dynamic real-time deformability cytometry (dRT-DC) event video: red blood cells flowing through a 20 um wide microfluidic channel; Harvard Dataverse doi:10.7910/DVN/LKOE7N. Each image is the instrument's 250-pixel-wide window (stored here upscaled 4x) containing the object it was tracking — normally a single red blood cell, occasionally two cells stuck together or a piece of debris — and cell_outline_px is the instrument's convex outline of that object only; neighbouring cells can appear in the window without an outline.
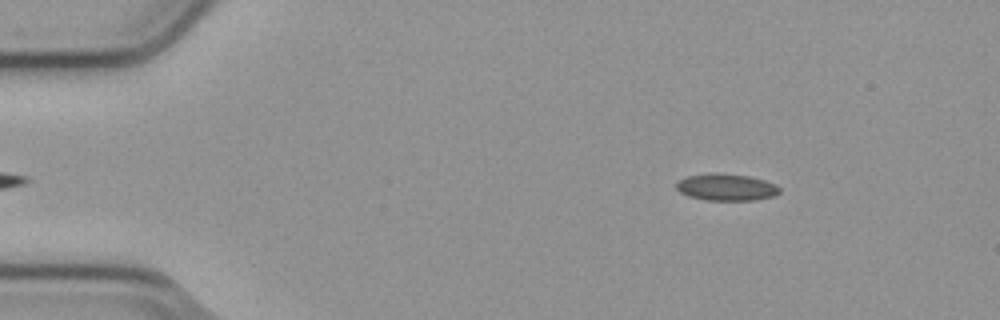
{"species": "common noctule bat (a hibernating species)", "species_latin": "Nyctalus noctula", "temperature_condition": "cold", "stored_images_in_passage": 48, "camera_frame_rate_fps": 3000, "um_per_image_px": 0.085, "animal": {"sex": "male", "body_mass_g": 23.1, "forearm_length_mm": 52.7}, "frame": {"image": 1, "passage_image": 2, "time_ms": 0.333, "image_size_px": [1000, 320], "cell_outline_px": [[780, 192], [776, 196], [752, 200], [704, 200], [688, 196], [680, 192], [676, 188], [676, 184], [680, 180], [688, 176], [708, 172], [716, 172], [748, 176], [764, 180], [776, 184], [780, 188]], "centroid_in_image_um": [61.74, 15.91], "position_along_channel_um": 23.3, "area_um2": 16.3}}
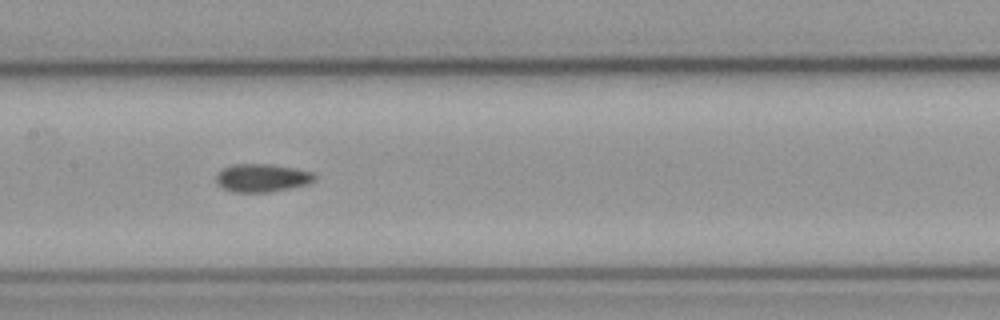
{"frame": {"image": 2, "passage_image": 21, "time_ms": 6.667, "image_size_px": [1000, 320], "cell_outline_px": [[316, 180], [304, 184], [272, 192], [232, 192], [216, 184], [216, 176], [224, 168], [232, 164], [268, 164], [292, 168], [312, 172], [316, 176]], "centroid_in_image_um": [22.24, 15.12], "position_along_channel_um": 185.2, "area_um2": 15.9}}
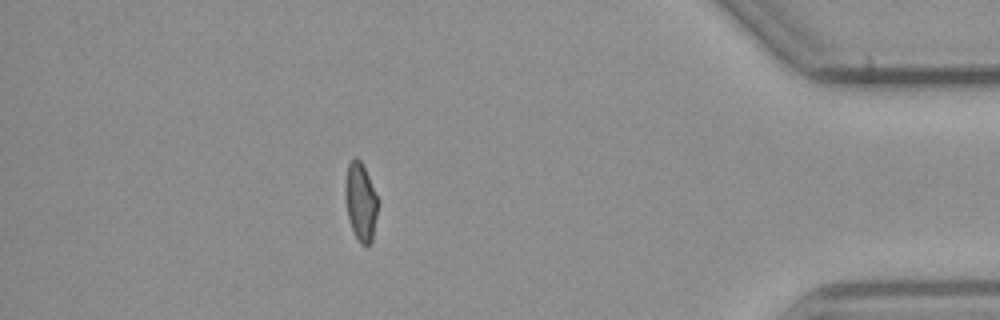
{"frame": {"image": 3, "passage_image": 42, "time_ms": 13.667, "image_size_px": [1000, 320], "cell_outline_px": [[380, 200], [372, 240], [368, 244], [360, 244], [352, 228], [348, 216], [344, 196], [344, 188], [348, 164], [356, 156], [360, 160]], "centroid_in_image_um": [30.67, 17.13], "position_along_channel_um": 404.5, "area_um2": 14.91}, "authors_computed_cell_mechanics": {"area_um2": 15.7216, "velocity_mm_per_s": 3.7963, "shape_relaxation_time_tau1_ms": null, "shape_relaxation_time_tau2_ms": 2.6432, "deformation_change_tau1": null, "deformation_change_tau2": 0.0637}}